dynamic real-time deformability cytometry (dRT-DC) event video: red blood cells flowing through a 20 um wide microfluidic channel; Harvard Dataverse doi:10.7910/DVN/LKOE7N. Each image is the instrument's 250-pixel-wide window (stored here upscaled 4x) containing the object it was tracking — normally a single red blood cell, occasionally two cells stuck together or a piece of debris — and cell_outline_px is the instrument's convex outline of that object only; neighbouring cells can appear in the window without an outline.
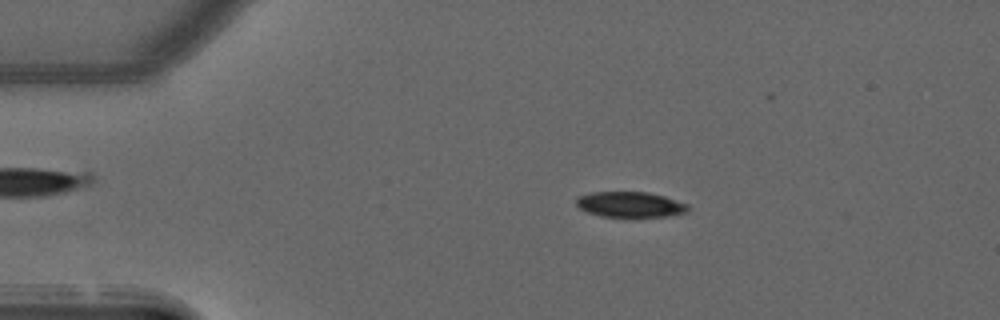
{"species": "common noctule bat (a hibernating species)", "species_latin": "Nyctalus noctula", "temperature_condition": "warm", "stored_images_in_passage": 50, "camera_frame_rate_fps": 3000, "um_per_image_px": 0.085, "animal": {"sex": "male", "forearm_length_mm": 52.5}, "frame": {"image": 1, "passage_image": 9, "time_ms": 2.667, "image_size_px": [1000, 320], "cell_outline_px": [[688, 212], [668, 216], [600, 216], [588, 212], [580, 208], [576, 204], [576, 200], [580, 196], [592, 192], [648, 192], [664, 196], [688, 204]], "centroid_in_image_um": [53.58, 17.37], "position_along_channel_um": 31.4, "area_um2": 16.36}}
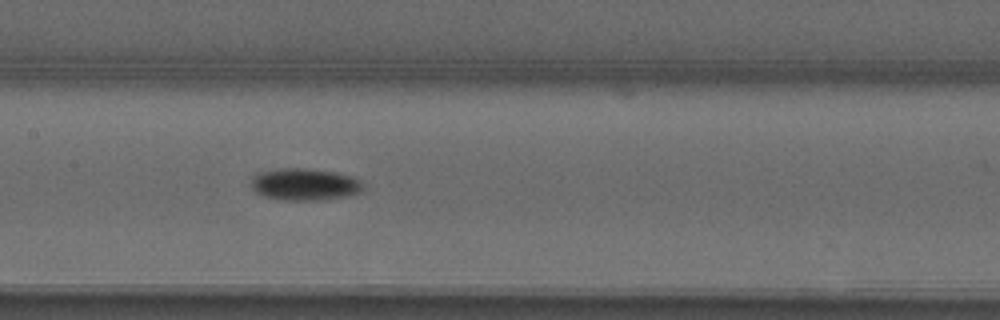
{"frame": {"image": 2, "passage_image": 24, "time_ms": 7.667, "image_size_px": [1000, 320], "cell_outline_px": [[364, 188], [360, 192], [344, 196], [320, 200], [284, 200], [264, 196], [256, 192], [252, 188], [252, 176], [256, 172], [280, 168], [304, 168], [336, 172], [352, 176], [360, 180], [364, 184]], "centroid_in_image_um": [25.89, 15.66], "position_along_channel_um": 181.5, "area_um2": 20.98}}
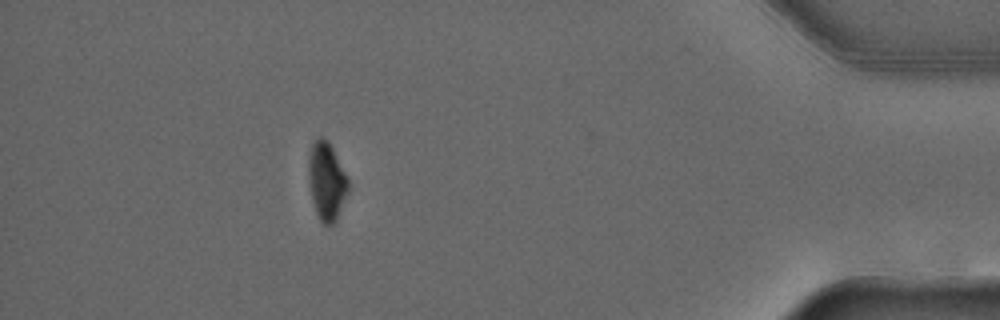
{"frame": {"image": 3, "passage_image": 45, "time_ms": 14.667, "image_size_px": [1000, 320], "cell_outline_px": [[348, 192], [336, 224], [324, 224], [320, 220], [316, 212], [312, 200], [308, 180], [308, 156], [312, 144], [320, 136], [332, 148], [348, 180]], "centroid_in_image_um": [27.75, 15.47], "position_along_channel_um": 407.5, "area_um2": 17.86}, "authors_computed_cell_mechanics": {"area_um2": 18.9584, "velocity_mm_per_s": 3.9901, "shape_relaxation_time_tau1_ms": 4.5775, "shape_relaxation_time_tau2_ms": null, "deformation_change_tau1": 0.1326, "deformation_change_tau2": null}}